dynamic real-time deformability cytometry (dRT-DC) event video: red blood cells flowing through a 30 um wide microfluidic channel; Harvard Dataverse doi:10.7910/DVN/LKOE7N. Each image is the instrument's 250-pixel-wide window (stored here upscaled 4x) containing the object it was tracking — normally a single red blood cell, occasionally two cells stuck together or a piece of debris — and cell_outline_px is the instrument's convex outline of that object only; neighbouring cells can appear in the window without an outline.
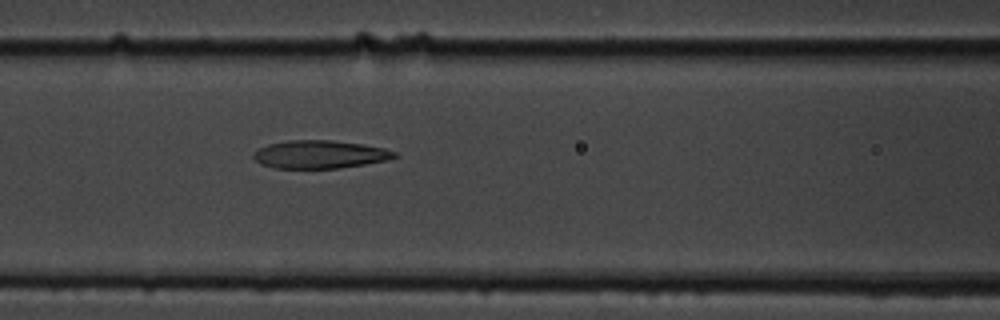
{"species": "common noctule bat (a hibernating species)", "species_latin": "Nyctalus noctula", "temperature_condition": "cold", "stored_images_in_passage": 3, "camera_frame_rate_fps": 3000, "um_per_image_px": 0.085, "animal": {"sex": "male", "body_mass_g": 19.5, "forearm_length_mm": 54.6}, "frame": {"image": 1, "passage_image": 3, "time_ms": 2.333, "image_size_px": [1000, 320], "cell_outline_px": [[400, 156], [388, 160], [340, 168], [276, 168], [260, 164], [252, 156], [252, 152], [268, 144], [288, 140], [332, 140], [364, 144], [384, 148], [396, 152]], "centroid_in_image_um": [27.2, 13.12], "position_along_channel_um": 139.4, "area_um2": 23.18}}